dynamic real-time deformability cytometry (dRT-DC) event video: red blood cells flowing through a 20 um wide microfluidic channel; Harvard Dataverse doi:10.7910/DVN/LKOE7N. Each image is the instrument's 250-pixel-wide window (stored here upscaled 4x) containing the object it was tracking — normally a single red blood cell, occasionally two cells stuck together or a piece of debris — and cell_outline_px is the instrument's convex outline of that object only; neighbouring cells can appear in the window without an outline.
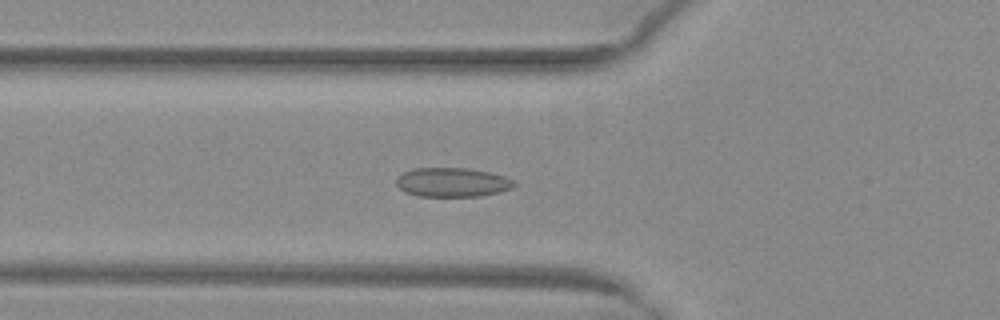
{"species": "common noctule bat (a hibernating species)", "species_latin": "Nyctalus noctula", "temperature_condition": "warm", "stored_images_in_passage": 48, "camera_frame_rate_fps": 3000, "um_per_image_px": 0.085, "animal": {"sex": "female", "body_mass_g": 29.2, "forearm_length_mm": 56.3}, "frame": {"image": 1, "passage_image": 16, "time_ms": 5.0, "image_size_px": [1000, 320], "cell_outline_px": [[516, 184], [512, 188], [500, 192], [480, 196], [416, 196], [404, 192], [396, 184], [396, 176], [412, 168], [468, 168], [488, 172], [504, 176], [512, 180]], "centroid_in_image_um": [38.41, 15.49], "position_along_channel_um": 87.4, "area_um2": 20.11}}
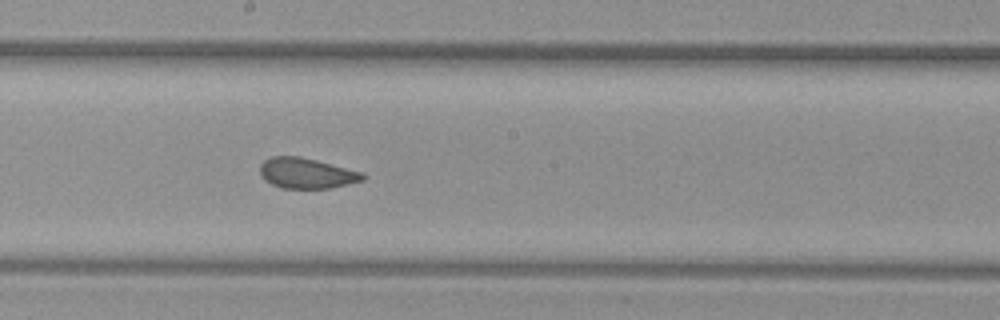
{"frame": {"image": 2, "passage_image": 26, "time_ms": 8.333, "image_size_px": [1000, 320], "cell_outline_px": [[368, 176], [364, 180], [332, 188], [280, 188], [264, 180], [260, 176], [260, 164], [264, 160], [272, 156], [300, 156], [364, 172]], "centroid_in_image_um": [26.07, 14.72], "position_along_channel_um": 222.1, "area_um2": 18.5}}
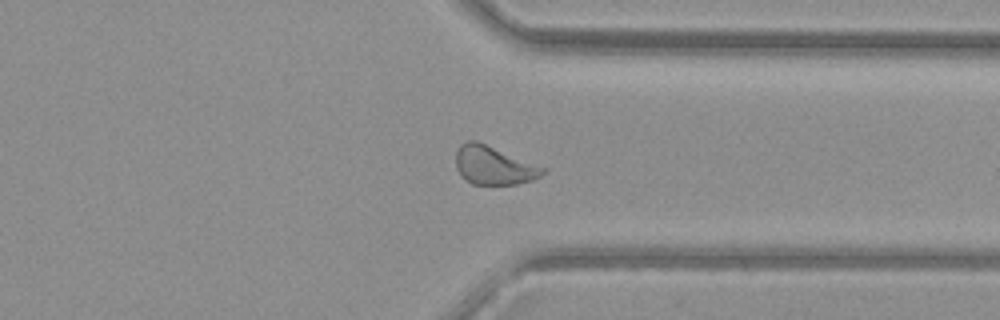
{"frame": {"image": 3, "passage_image": 37, "time_ms": 12.0, "image_size_px": [1000, 320], "cell_outline_px": [[548, 168], [540, 176], [532, 180], [516, 184], [472, 184], [460, 176], [456, 168], [456, 152], [460, 144], [468, 140], [476, 140]], "centroid_in_image_um": [41.96, 14.05], "position_along_channel_um": 369.4, "area_um2": 19.65}, "authors_computed_cell_mechanics": {"area_um2": 19.7965, "velocity_mm_per_s": 4.0304, "shape_relaxation_time_tau1_ms": 6.8746, "shape_relaxation_time_tau2_ms": 0.7349, "deformation_change_tau1": 0.1336, "deformation_change_tau2": 0.0436}}